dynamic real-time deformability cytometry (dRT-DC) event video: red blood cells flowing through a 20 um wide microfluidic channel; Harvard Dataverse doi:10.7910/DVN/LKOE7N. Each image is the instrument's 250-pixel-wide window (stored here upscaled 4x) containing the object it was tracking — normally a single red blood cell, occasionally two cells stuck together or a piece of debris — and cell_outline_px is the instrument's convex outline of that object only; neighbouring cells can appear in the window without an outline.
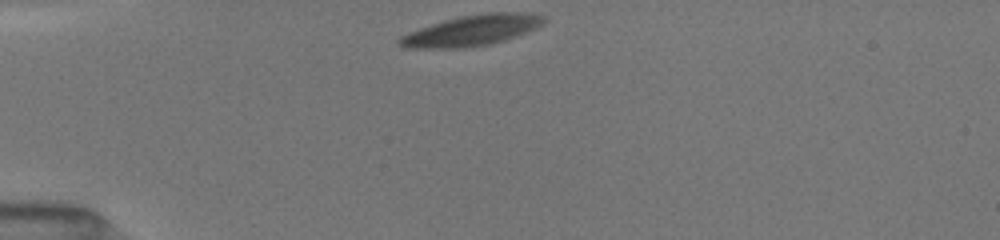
{"species": "common noctule bat (a hibernating species)", "species_latin": "Nyctalus noctula", "temperature_condition": "room temperature", "stored_images_in_passage": 2, "camera_frame_rate_fps": 3000, "um_per_image_px": 0.085, "animal": {"sex": "female", "body_mass_g": 19.5, "forearm_length_mm": 54.1}, "frame": {"image": 1, "passage_image": 1, "time_ms": 0.0, "image_size_px": [1000, 240], "cell_outline_px": [[544, 20], [540, 24], [524, 32], [504, 40], [492, 44], [464, 48], [404, 48], [396, 44], [396, 40], [400, 36], [408, 32], [444, 20], [460, 16], [488, 12], [528, 12], [544, 16]], "centroid_in_image_um": [40.0, 2.59], "position_along_channel_um": 45.0, "area_um2": 25.66}}